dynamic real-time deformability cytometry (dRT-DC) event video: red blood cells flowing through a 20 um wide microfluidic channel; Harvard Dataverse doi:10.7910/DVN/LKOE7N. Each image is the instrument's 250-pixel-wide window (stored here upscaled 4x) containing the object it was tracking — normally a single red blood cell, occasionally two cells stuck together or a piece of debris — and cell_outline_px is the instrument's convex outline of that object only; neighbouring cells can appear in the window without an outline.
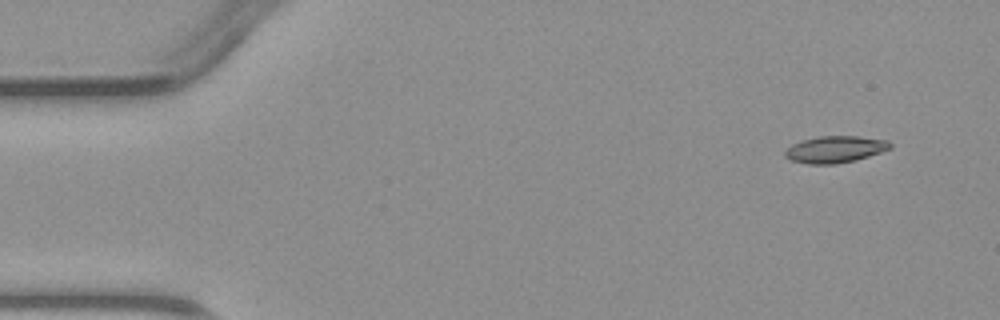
{"species": "common noctule bat (a hibernating species)", "species_latin": "Nyctalus noctula", "temperature_condition": "warm", "stored_images_in_passage": 4, "camera_frame_rate_fps": 3000, "um_per_image_px": 0.085, "animal": {"sex": "male", "body_mass_g": 23.1, "forearm_length_mm": 52.7}, "frame": {"image": 1, "passage_image": 1, "time_ms": 0.0, "image_size_px": [1000, 320], "cell_outline_px": [[892, 148], [856, 160], [836, 164], [808, 164], [792, 160], [784, 156], [784, 152], [792, 144], [804, 140], [820, 136], [856, 136], [888, 140], [892, 144]], "centroid_in_image_um": [71.0, 12.7], "position_along_channel_um": 14.0, "area_um2": 16.3}}
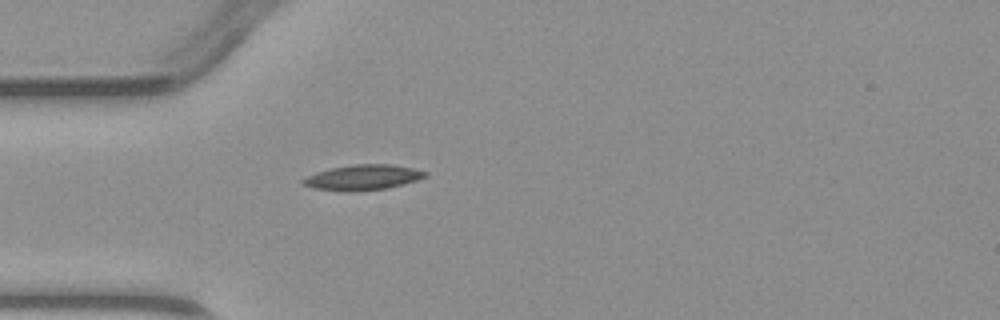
{"frame": {"image": 2, "passage_image": 4, "time_ms": 3.333, "image_size_px": [1000, 320], "cell_outline_px": [[428, 176], [404, 184], [388, 188], [356, 192], [352, 192], [316, 188], [300, 184], [300, 180], [316, 172], [332, 168], [352, 164], [392, 164], [412, 168], [428, 172]], "centroid_in_image_um": [30.85, 15.08], "position_along_channel_um": 54.1, "area_um2": 18.09}}